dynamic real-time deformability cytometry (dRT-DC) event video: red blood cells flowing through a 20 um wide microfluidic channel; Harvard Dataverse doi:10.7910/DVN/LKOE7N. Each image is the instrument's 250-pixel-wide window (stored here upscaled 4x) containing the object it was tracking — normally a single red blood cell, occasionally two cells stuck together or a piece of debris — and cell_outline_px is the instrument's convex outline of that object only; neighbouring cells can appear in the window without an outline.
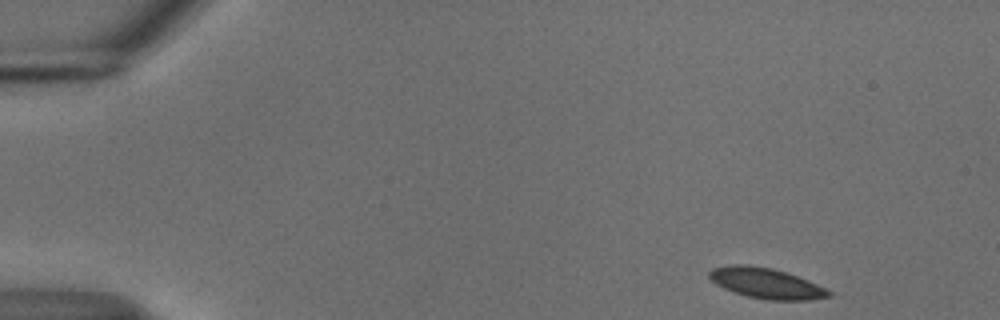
{"species": "common noctule bat (a hibernating species)", "species_latin": "Nyctalus noctula", "temperature_condition": "cold", "stored_images_in_passage": 50, "camera_frame_rate_fps": 3000, "um_per_image_px": 0.085, "animal": {"sex": "male", "body_mass_g": 18.8}, "frame": {"image": 1, "passage_image": 1, "time_ms": 0.0, "image_size_px": [1000, 320], "cell_outline_px": [[832, 296], [812, 300], [768, 300], [748, 296], [724, 288], [716, 284], [708, 276], [708, 272], [712, 268], [732, 264], [748, 264], [772, 268], [808, 280], [832, 292]], "centroid_in_image_um": [65.12, 24.07], "position_along_channel_um": 19.9, "area_um2": 21.1}}
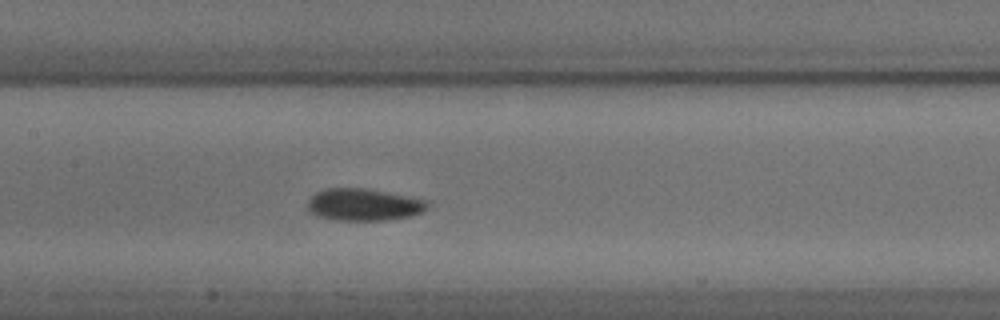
{"frame": {"image": 2, "passage_image": 22, "time_ms": 7.0, "image_size_px": [1000, 320], "cell_outline_px": [[428, 208], [420, 212], [408, 216], [388, 220], [336, 220], [316, 216], [308, 212], [308, 200], [316, 192], [324, 188], [364, 188], [408, 196], [428, 200]], "centroid_in_image_um": [30.87, 17.39], "position_along_channel_um": 176.5, "area_um2": 22.43}}
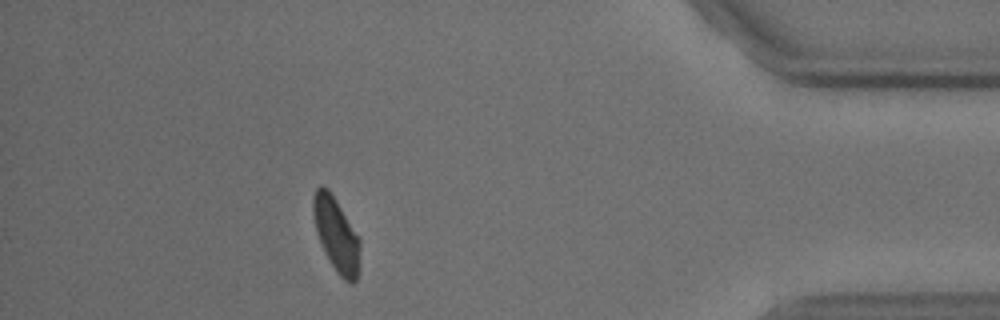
{"frame": {"image": 3, "passage_image": 44, "time_ms": 14.333, "image_size_px": [1000, 320], "cell_outline_px": [[360, 248], [356, 280], [352, 284], [344, 280], [336, 272], [316, 232], [312, 212], [312, 196], [316, 188], [328, 188], [336, 200], [360, 240]], "centroid_in_image_um": [28.57, 19.93], "position_along_channel_um": 406.6, "area_um2": 19.65}, "authors_computed_cell_mechanics": {"area_um2": 21.1548, "velocity_mm_per_s": 3.7066, "shape_relaxation_time_tau1_ms": 6.9416, "shape_relaxation_time_tau2_ms": 6.5841, "deformation_change_tau1": 0.0978, "deformation_change_tau2": 0.0777}}